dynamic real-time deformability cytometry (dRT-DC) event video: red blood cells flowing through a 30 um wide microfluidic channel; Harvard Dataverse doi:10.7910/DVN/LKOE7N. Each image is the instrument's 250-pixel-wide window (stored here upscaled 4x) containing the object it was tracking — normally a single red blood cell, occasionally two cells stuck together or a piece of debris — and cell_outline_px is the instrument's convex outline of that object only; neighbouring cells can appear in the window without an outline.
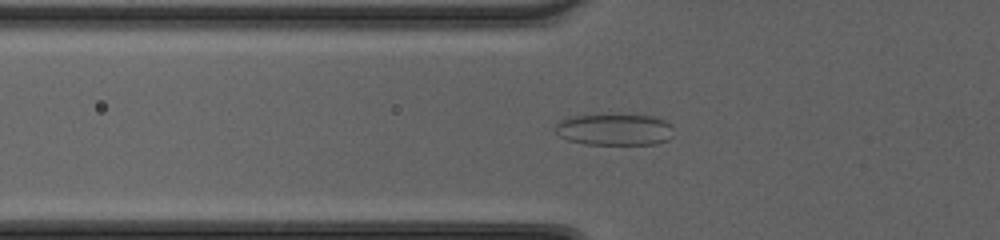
{"species": "common noctule bat (a hibernating species)", "species_latin": "Nyctalus noctula", "temperature_condition": "cold", "stored_images_in_passage": 49, "camera_frame_rate_fps": 3000, "um_per_image_px": 0.085, "animal": {"sex": "female", "body_mass_g": 20.0, "forearm_length_mm": 54.0}, "frame": {"image": 1, "passage_image": 18, "time_ms": 5.667, "image_size_px": [1000, 240], "cell_outline_px": [[672, 136], [668, 140], [656, 144], [584, 144], [568, 140], [560, 136], [552, 128], [560, 120], [568, 116], [656, 116], [664, 120], [672, 128]], "centroid_in_image_um": [52.2, 11.03], "position_along_channel_um": 73.6, "area_um2": 21.5}}
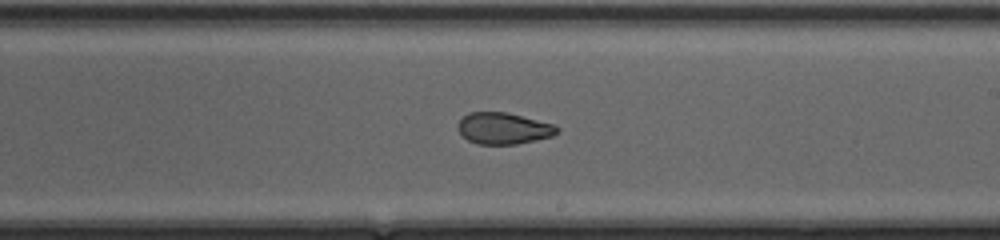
{"frame": {"image": 2, "passage_image": 30, "time_ms": 9.667, "image_size_px": [1000, 240], "cell_outline_px": [[560, 132], [552, 136], [536, 140], [516, 144], [476, 144], [468, 140], [460, 132], [460, 120], [468, 112], [508, 112], [556, 124], [560, 128]], "centroid_in_image_um": [42.88, 10.9], "position_along_channel_um": 246.1, "area_um2": 18.26}}
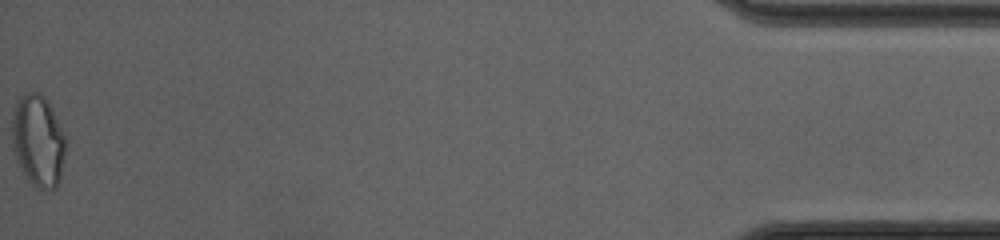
{"frame": {"image": 3, "passage_image": 49, "time_ms": 16.0, "image_size_px": [1000, 240], "cell_outline_px": [[68, 136], [60, 180], [56, 188], [44, 192], [36, 188], [24, 176], [16, 160], [12, 148], [12, 108], [16, 100], [24, 92], [40, 92], [48, 100]], "centroid_in_image_um": [3.25, 11.95], "position_along_channel_um": 431.9, "area_um2": 30.06}, "authors_computed_cell_mechanics": {"area_um2": 21.7328, "velocity_mm_per_s": 4.3167, "shape_relaxation_time_tau1_ms": null, "shape_relaxation_time_tau2_ms": 1.275, "deformation_change_tau1": null, "deformation_change_tau2": 0.0729}}